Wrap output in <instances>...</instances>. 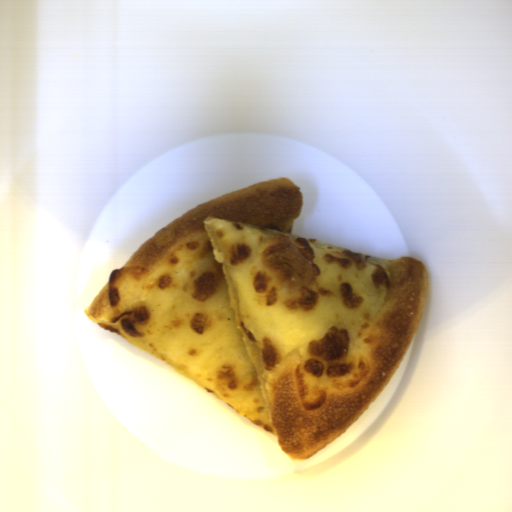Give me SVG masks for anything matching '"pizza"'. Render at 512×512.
<instances>
[{
    "mask_svg": "<svg viewBox=\"0 0 512 512\" xmlns=\"http://www.w3.org/2000/svg\"><path fill=\"white\" fill-rule=\"evenodd\" d=\"M288 177L187 210L144 241L84 310L308 461L371 406L423 317L427 266L292 235Z\"/></svg>",
    "mask_w": 512,
    "mask_h": 512,
    "instance_id": "obj_1",
    "label": "pizza"
}]
</instances>
